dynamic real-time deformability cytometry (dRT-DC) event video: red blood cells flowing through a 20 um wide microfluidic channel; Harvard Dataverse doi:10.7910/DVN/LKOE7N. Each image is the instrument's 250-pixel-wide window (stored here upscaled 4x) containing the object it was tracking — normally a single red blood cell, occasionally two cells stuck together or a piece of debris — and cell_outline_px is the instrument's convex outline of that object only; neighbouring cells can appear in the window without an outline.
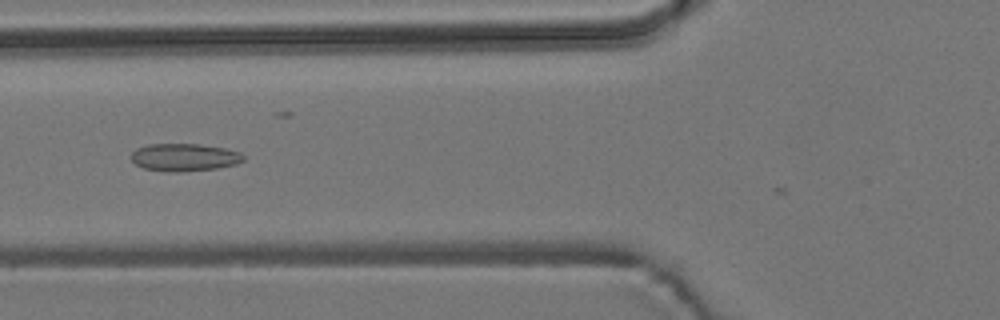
{"species": "common noctule bat (a hibernating species)", "species_latin": "Nyctalus noctula", "temperature_condition": "room temperature", "stored_images_in_passage": 6, "camera_frame_rate_fps": 3000, "um_per_image_px": 0.085, "animal": {"sex": "male", "body_mass_g": 19.2, "forearm_length_mm": 51.8}, "frame": {"image": 1, "passage_image": 5, "time_ms": 5.667, "image_size_px": [1000, 320], "cell_outline_px": [[244, 160], [236, 164], [216, 168], [180, 172], [172, 172], [144, 168], [136, 164], [132, 160], [132, 152], [136, 148], [148, 144], [200, 144], [224, 148], [240, 152], [244, 156]], "centroid_in_image_um": [15.67, 13.36], "position_along_channel_um": 110.1, "area_um2": 17.98}}